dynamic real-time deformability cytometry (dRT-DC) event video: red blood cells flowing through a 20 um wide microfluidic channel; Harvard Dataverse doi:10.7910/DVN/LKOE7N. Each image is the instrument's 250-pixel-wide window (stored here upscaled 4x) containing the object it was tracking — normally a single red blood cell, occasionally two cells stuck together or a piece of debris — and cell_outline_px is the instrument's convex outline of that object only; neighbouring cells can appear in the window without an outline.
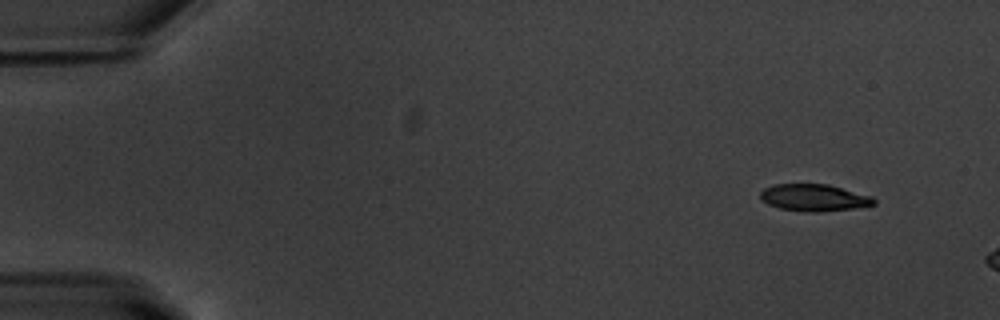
{"species": "common noctule bat (a hibernating species)", "species_latin": "Nyctalus noctula", "temperature_condition": "warm", "stored_images_in_passage": 8, "camera_frame_rate_fps": 3000, "um_per_image_px": 0.085, "animal": {"sex": "male", "body_mass_g": 20.1, "forearm_length_mm": 53.5}, "frame": {"image": 1, "passage_image": 1, "time_ms": 0.0, "image_size_px": [1000, 320], "cell_outline_px": [[876, 204], [852, 208], [820, 212], [804, 212], [780, 208], [768, 204], [760, 200], [760, 192], [764, 188], [772, 184], [828, 184], [872, 196], [876, 200]], "centroid_in_image_um": [69.16, 16.8], "position_along_channel_um": 15.8, "area_um2": 17.92}}